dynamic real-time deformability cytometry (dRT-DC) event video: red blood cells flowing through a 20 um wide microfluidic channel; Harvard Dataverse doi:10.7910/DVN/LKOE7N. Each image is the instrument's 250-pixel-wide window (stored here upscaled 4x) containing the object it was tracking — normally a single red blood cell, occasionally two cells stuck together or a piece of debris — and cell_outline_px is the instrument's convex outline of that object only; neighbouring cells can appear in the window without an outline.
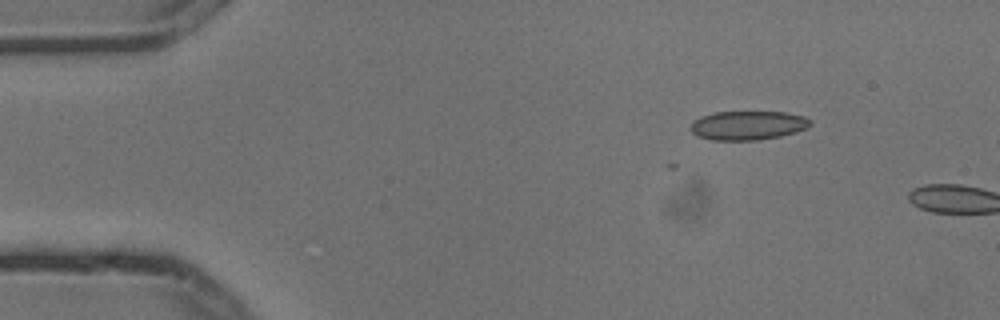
{"species": "common noctule bat (a hibernating species)", "species_latin": "Nyctalus noctula", "temperature_condition": "cold", "stored_images_in_passage": 3, "camera_frame_rate_fps": 3000, "um_per_image_px": 0.085, "animal": {"sex": "male", "body_mass_g": 13.3}, "frame": {"image": 1, "passage_image": 2, "time_ms": 0.333, "image_size_px": [1000, 320], "cell_outline_px": [[812, 124], [796, 132], [780, 136], [756, 140], [712, 140], [700, 136], [692, 132], [692, 124], [700, 116], [716, 112], [784, 112], [804, 116], [812, 120]], "centroid_in_image_um": [63.61, 10.65], "position_along_channel_um": 21.4, "area_um2": 20.0}}